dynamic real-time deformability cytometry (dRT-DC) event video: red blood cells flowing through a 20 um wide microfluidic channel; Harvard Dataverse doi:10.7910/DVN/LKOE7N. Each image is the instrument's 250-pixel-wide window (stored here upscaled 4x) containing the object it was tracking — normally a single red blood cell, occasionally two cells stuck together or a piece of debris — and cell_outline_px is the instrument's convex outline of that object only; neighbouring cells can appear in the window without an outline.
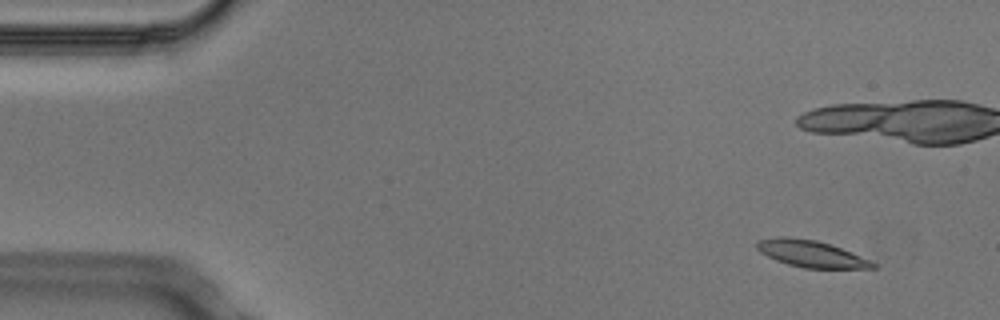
{"species": "Egyptian fruit bat (a non-hibernating species)", "species_latin": "Rousettus aegyptiacus", "temperature_condition": "cold", "stored_images_in_passage": 6, "camera_frame_rate_fps": 3000, "um_per_image_px": 0.085, "animal": {"sex": "male"}, "frame": {"image": 1, "passage_image": 2, "time_ms": 0.333, "image_size_px": [1000, 320], "cell_outline_px": [[876, 268], [804, 268], [788, 264], [776, 260], [760, 252], [756, 248], [756, 244], [760, 240], [776, 236], [788, 236], [816, 240], [852, 252], [876, 264]], "centroid_in_image_um": [68.9, 21.56], "position_along_channel_um": 16.1, "area_um2": 17.86}}